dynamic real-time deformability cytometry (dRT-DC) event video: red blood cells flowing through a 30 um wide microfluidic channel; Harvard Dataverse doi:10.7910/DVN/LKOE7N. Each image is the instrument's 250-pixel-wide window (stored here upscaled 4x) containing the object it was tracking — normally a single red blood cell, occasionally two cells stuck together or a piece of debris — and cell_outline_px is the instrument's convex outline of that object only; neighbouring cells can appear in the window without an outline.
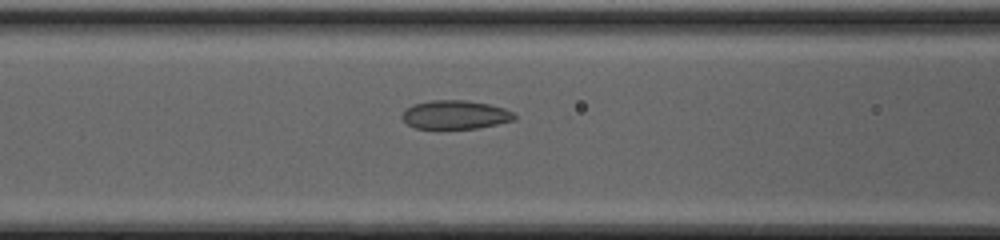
{"species": "common noctule bat (a hibernating species)", "species_latin": "Nyctalus noctula", "temperature_condition": "cold", "stored_images_in_passage": 50, "camera_frame_rate_fps": 3000, "um_per_image_px": 0.085, "animal": {"sex": "female", "body_mass_g": 20.0, "forearm_length_mm": 54.0}, "frame": {"image": 1, "passage_image": 23, "time_ms": 7.333, "image_size_px": [1000, 240], "cell_outline_px": [[516, 120], [480, 128], [416, 128], [408, 124], [400, 116], [412, 104], [432, 100], [464, 100], [488, 104], [504, 108], [512, 112], [516, 116]], "centroid_in_image_um": [38.72, 9.75], "position_along_channel_um": 127.9, "area_um2": 18.67}}
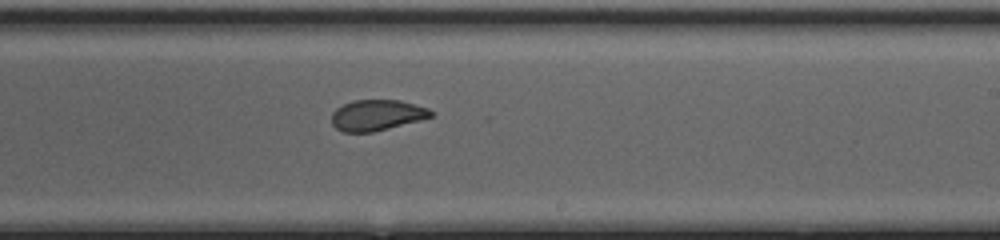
{"frame": {"image": 2, "passage_image": 32, "time_ms": 10.333, "image_size_px": [1000, 240], "cell_outline_px": [[436, 116], [372, 132], [344, 132], [336, 128], [332, 124], [332, 112], [336, 108], [352, 100], [400, 100], [428, 108], [436, 112]], "centroid_in_image_um": [32.06, 9.78], "position_along_channel_um": 256.9, "area_um2": 17.92}}
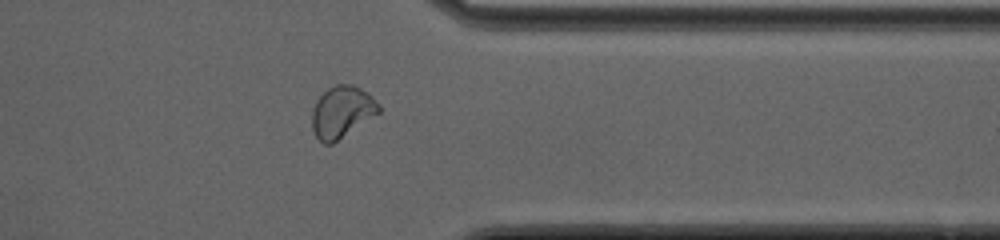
{"frame": {"image": 3, "passage_image": 41, "time_ms": 13.333, "image_size_px": [1000, 240], "cell_outline_px": [[380, 112], [332, 144], [324, 144], [316, 136], [312, 128], [312, 108], [316, 100], [328, 88], [336, 84], [352, 84], [368, 92], [380, 104]], "centroid_in_image_um": [29.06, 9.5], "position_along_channel_um": 382.3, "area_um2": 20.11}, "authors_computed_cell_mechanics": {"area_um2": 20.0277, "velocity_mm_per_s": 4.3053, "shape_relaxation_time_tau1_ms": 10.081, "shape_relaxation_time_tau2_ms": 1.041, "deformation_change_tau1": 0.1873, "deformation_change_tau2": 0.0534}}